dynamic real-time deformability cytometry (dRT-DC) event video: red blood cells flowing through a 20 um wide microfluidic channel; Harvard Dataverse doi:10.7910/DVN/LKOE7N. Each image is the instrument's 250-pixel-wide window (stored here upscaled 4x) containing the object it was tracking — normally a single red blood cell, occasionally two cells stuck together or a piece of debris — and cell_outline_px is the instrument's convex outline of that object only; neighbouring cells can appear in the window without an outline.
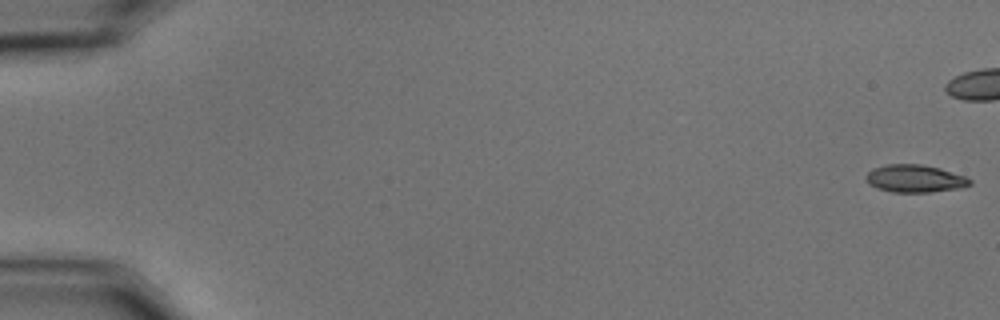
{"species": "common noctule bat (a hibernating species)", "species_latin": "Nyctalus noctula", "temperature_condition": "cold", "stored_images_in_passage": 53, "camera_frame_rate_fps": 3000, "um_per_image_px": 0.085, "animal": {"sex": "male", "body_mass_g": 15.6}, "frame": {"image": 1, "passage_image": 1, "time_ms": 0.0, "image_size_px": [1000, 320], "cell_outline_px": [[972, 184], [964, 188], [932, 192], [892, 192], [876, 188], [868, 184], [864, 176], [872, 168], [888, 164], [920, 164], [940, 168], [964, 176], [972, 180]], "centroid_in_image_um": [77.76, 15.19], "position_along_channel_um": 7.2, "area_um2": 16.94}}
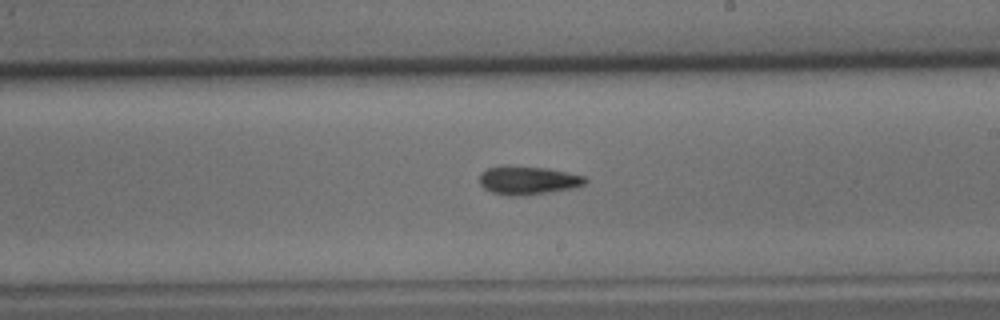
{"frame": {"image": 2, "passage_image": 35, "time_ms": 11.333, "image_size_px": [1000, 320], "cell_outline_px": [[588, 180], [584, 184], [576, 188], [524, 196], [508, 196], [492, 192], [484, 188], [480, 184], [480, 172], [488, 168], [504, 164], [548, 168], [588, 176]], "centroid_in_image_um": [44.9, 15.31], "position_along_channel_um": 244.1, "area_um2": 18.09}}
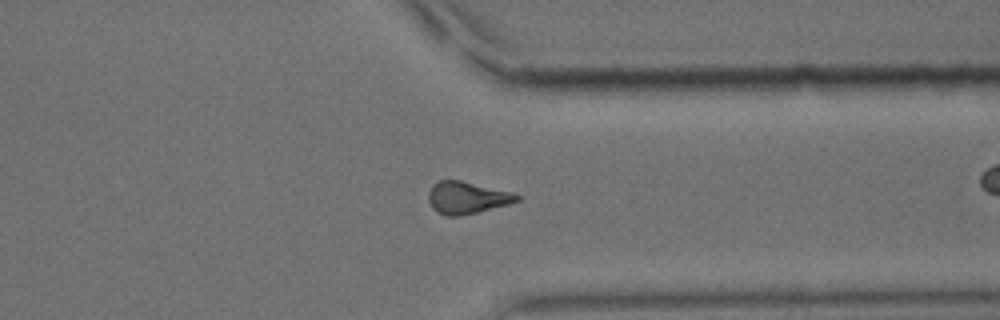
{"frame": {"image": 3, "passage_image": 46, "time_ms": 15.0, "image_size_px": [1000, 320], "cell_outline_px": [[520, 200], [508, 204], [460, 216], [444, 216], [436, 212], [432, 208], [428, 200], [428, 192], [432, 184], [440, 180], [460, 180], [512, 192], [520, 196]], "centroid_in_image_um": [39.64, 16.8], "position_along_channel_um": 371.8, "area_um2": 16.59}}